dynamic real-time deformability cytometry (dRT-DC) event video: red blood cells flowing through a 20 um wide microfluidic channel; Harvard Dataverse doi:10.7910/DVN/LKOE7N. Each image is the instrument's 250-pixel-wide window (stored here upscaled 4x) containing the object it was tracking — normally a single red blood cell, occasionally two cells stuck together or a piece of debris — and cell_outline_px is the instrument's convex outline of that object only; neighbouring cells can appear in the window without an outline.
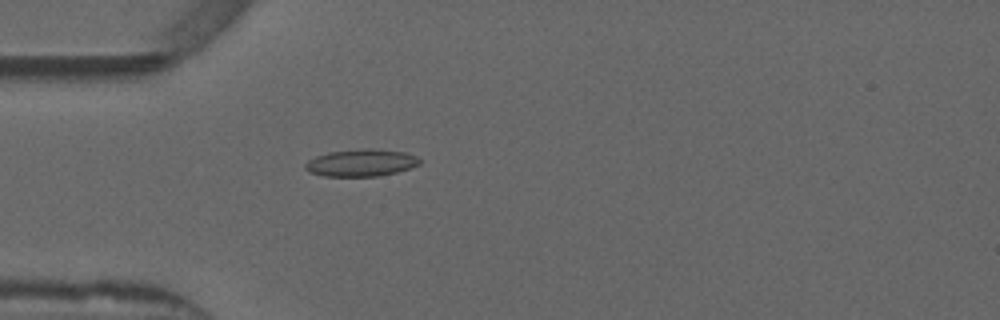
{"species": "common noctule bat (a hibernating species)", "species_latin": "Nyctalus noctula", "temperature_condition": "warm", "stored_images_in_passage": 25, "camera_frame_rate_fps": 3000, "um_per_image_px": 0.085, "animal": {"sex": "male", "forearm_length_mm": 52.5}, "frame": {"image": 1, "passage_image": 2, "time_ms": 0.333, "image_size_px": [1000, 320], "cell_outline_px": [[420, 164], [396, 172], [380, 176], [324, 176], [308, 172], [304, 168], [304, 164], [308, 160], [316, 156], [328, 152], [364, 148], [376, 148], [404, 152], [416, 156], [420, 160]], "centroid_in_image_um": [30.66, 13.83], "position_along_channel_um": 54.3, "area_um2": 18.21}}
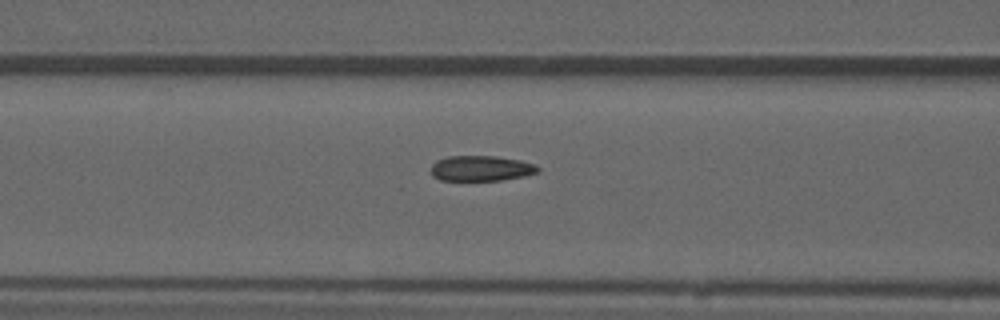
{"frame": {"image": 2, "passage_image": 8, "time_ms": 2.333, "image_size_px": [1000, 320], "cell_outline_px": [[540, 172], [524, 176], [500, 180], [440, 180], [432, 176], [428, 172], [432, 164], [436, 160], [448, 156], [496, 156], [520, 160], [536, 164], [540, 168]], "centroid_in_image_um": [40.87, 14.3], "position_along_channel_um": 125.7, "area_um2": 16.07}}
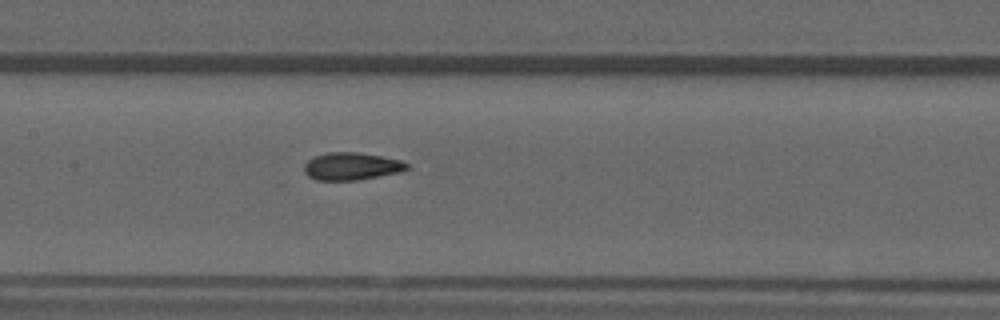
{"frame": {"image": 3, "passage_image": 12, "time_ms": 3.667, "image_size_px": [1000, 320], "cell_outline_px": [[408, 168], [400, 172], [356, 180], [316, 180], [308, 176], [304, 172], [304, 164], [308, 160], [316, 156], [328, 152], [360, 152], [400, 160], [408, 164]], "centroid_in_image_um": [29.85, 14.13], "position_along_channel_um": 177.5, "area_um2": 16.36}, "authors_computed_cell_mechanics": {"area_um2": 16.4152, "velocity_mm_per_s": 3.8722, "shape_relaxation_time_tau1_ms": null, "shape_relaxation_time_tau2_ms": 1.9136, "deformation_change_tau1": null, "deformation_change_tau2": 0.0616}}